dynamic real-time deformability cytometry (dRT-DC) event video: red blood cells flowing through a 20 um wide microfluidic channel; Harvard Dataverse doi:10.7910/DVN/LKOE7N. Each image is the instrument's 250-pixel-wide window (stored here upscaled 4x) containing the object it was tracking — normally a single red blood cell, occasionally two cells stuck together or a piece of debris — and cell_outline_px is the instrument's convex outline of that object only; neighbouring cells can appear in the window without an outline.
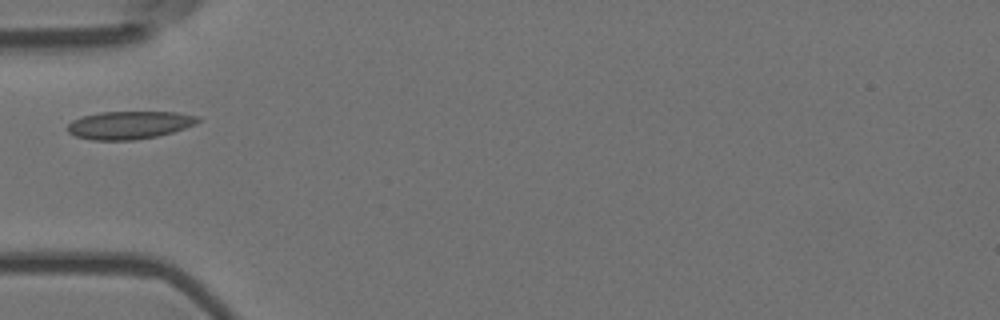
{"species": "Egyptian fruit bat (a non-hibernating species)", "species_latin": "Rousettus aegyptiacus", "temperature_condition": "room temperature", "stored_images_in_passage": 3, "camera_frame_rate_fps": 3000, "um_per_image_px": 0.085, "animal": {"sex": "female"}, "frame": {"image": 1, "passage_image": 2, "time_ms": 0.333, "image_size_px": [1000, 320], "cell_outline_px": [[200, 120], [196, 124], [172, 132], [156, 136], [136, 140], [92, 140], [76, 136], [68, 132], [68, 124], [72, 120], [80, 116], [100, 112], [176, 112], [200, 116]], "centroid_in_image_um": [10.99, 10.62], "position_along_channel_um": 74.0, "area_um2": 21.27}}
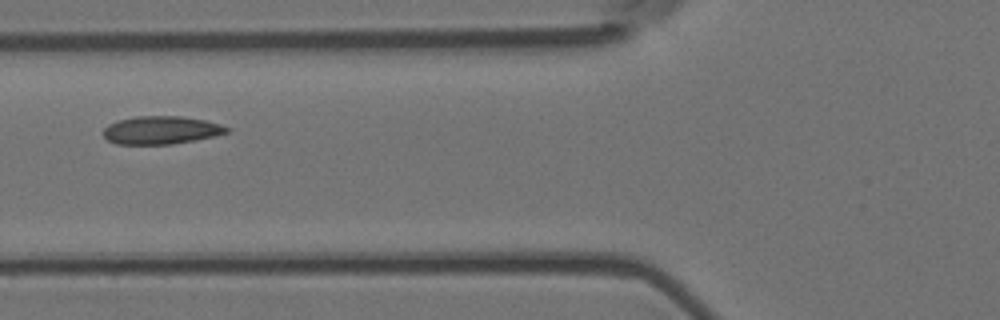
{"frame": {"image": 2, "passage_image": 3, "time_ms": 0.667, "image_size_px": [1000, 320], "cell_outline_px": [[232, 128], [228, 132], [216, 136], [196, 140], [172, 144], [116, 144], [108, 140], [104, 136], [104, 128], [108, 124], [120, 120], [136, 116], [180, 116], [204, 120], [220, 124]], "centroid_in_image_um": [13.73, 11.06], "position_along_channel_um": 112.1, "area_um2": 20.17}}